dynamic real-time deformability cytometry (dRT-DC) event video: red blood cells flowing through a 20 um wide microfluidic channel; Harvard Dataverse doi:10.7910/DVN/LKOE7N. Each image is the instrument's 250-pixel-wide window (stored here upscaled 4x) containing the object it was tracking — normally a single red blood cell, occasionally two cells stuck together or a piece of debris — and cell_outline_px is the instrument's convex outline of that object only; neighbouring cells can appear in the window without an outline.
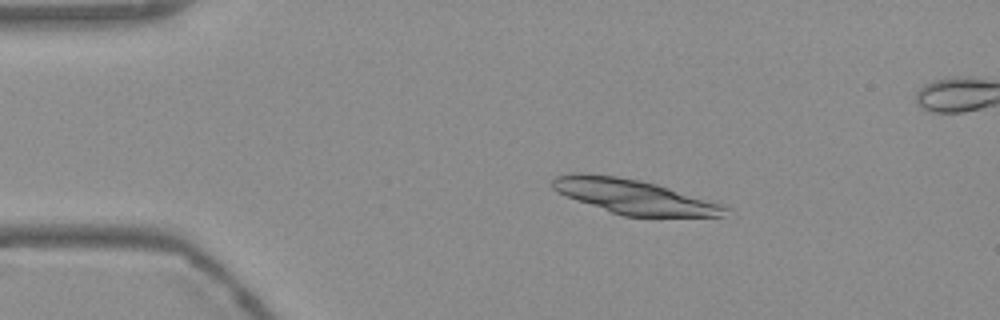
{"species": "Egyptian fruit bat (a non-hibernating species)", "species_latin": "Rousettus aegyptiacus", "temperature_condition": "warm", "stored_images_in_passage": 46, "camera_frame_rate_fps": 3000, "um_per_image_px": 0.085, "frame": {"image": 1, "passage_image": 1, "time_ms": 0.0, "image_size_px": [1000, 320], "cell_outline_px": [[728, 208], [724, 216], [624, 216], [576, 200], [556, 192], [552, 188], [552, 180], [556, 176], [572, 172], [588, 172], [616, 176], [640, 180], [720, 200]], "centroid_in_image_um": [53.95, 16.69], "position_along_channel_um": 31.1, "area_um2": 35.32}}